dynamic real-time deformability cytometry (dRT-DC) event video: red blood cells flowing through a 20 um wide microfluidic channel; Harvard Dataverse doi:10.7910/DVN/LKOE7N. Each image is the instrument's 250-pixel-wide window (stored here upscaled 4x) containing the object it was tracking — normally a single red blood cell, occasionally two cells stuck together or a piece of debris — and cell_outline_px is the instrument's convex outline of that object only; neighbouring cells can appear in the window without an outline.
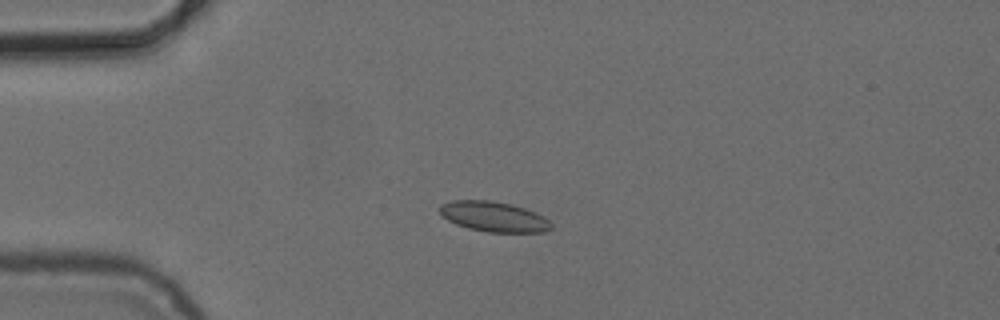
{"species": "common noctule bat (a hibernating species)", "species_latin": "Nyctalus noctula", "temperature_condition": "cold", "stored_images_in_passage": 4, "camera_frame_rate_fps": 3000, "um_per_image_px": 0.085, "animal": {"sex": "female", "body_mass_g": 24.6, "forearm_length_mm": 56.2}, "frame": {"image": 1, "passage_image": 4, "time_ms": 3.667, "image_size_px": [1000, 320], "cell_outline_px": [[552, 228], [544, 232], [488, 232], [468, 228], [456, 224], [440, 216], [440, 204], [452, 200], [488, 200], [512, 204], [536, 212], [544, 216], [552, 224]], "centroid_in_image_um": [41.96, 18.41], "position_along_channel_um": 43.0, "area_um2": 19.71}}